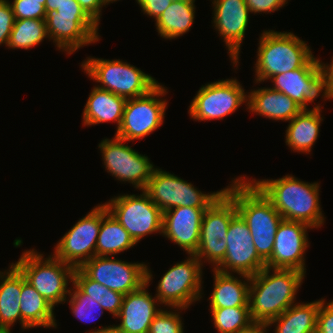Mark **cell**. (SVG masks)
Returning <instances> with one entry per match:
<instances>
[{
    "label": "cell",
    "mask_w": 333,
    "mask_h": 333,
    "mask_svg": "<svg viewBox=\"0 0 333 333\" xmlns=\"http://www.w3.org/2000/svg\"><path fill=\"white\" fill-rule=\"evenodd\" d=\"M305 275L295 269L265 267L250 276L249 309L253 322L267 325L295 304Z\"/></svg>",
    "instance_id": "obj_3"
},
{
    "label": "cell",
    "mask_w": 333,
    "mask_h": 333,
    "mask_svg": "<svg viewBox=\"0 0 333 333\" xmlns=\"http://www.w3.org/2000/svg\"><path fill=\"white\" fill-rule=\"evenodd\" d=\"M137 243L102 204V221L96 242V256H115Z\"/></svg>",
    "instance_id": "obj_30"
},
{
    "label": "cell",
    "mask_w": 333,
    "mask_h": 333,
    "mask_svg": "<svg viewBox=\"0 0 333 333\" xmlns=\"http://www.w3.org/2000/svg\"><path fill=\"white\" fill-rule=\"evenodd\" d=\"M252 240L246 222L237 214L227 230L226 255L216 270L253 276L265 268L266 263L259 257Z\"/></svg>",
    "instance_id": "obj_17"
},
{
    "label": "cell",
    "mask_w": 333,
    "mask_h": 333,
    "mask_svg": "<svg viewBox=\"0 0 333 333\" xmlns=\"http://www.w3.org/2000/svg\"><path fill=\"white\" fill-rule=\"evenodd\" d=\"M86 58L81 67L88 77L101 83L96 87L126 99L146 95L159 84L150 74L120 59Z\"/></svg>",
    "instance_id": "obj_6"
},
{
    "label": "cell",
    "mask_w": 333,
    "mask_h": 333,
    "mask_svg": "<svg viewBox=\"0 0 333 333\" xmlns=\"http://www.w3.org/2000/svg\"><path fill=\"white\" fill-rule=\"evenodd\" d=\"M69 292V306L73 315L78 320L88 323L96 321L104 313V309L99 303L85 294L74 282H72Z\"/></svg>",
    "instance_id": "obj_35"
},
{
    "label": "cell",
    "mask_w": 333,
    "mask_h": 333,
    "mask_svg": "<svg viewBox=\"0 0 333 333\" xmlns=\"http://www.w3.org/2000/svg\"><path fill=\"white\" fill-rule=\"evenodd\" d=\"M146 266V283L139 289L124 295L119 318L120 324L114 325L123 333H148L154 317L162 311L158 299L147 290L153 279Z\"/></svg>",
    "instance_id": "obj_21"
},
{
    "label": "cell",
    "mask_w": 333,
    "mask_h": 333,
    "mask_svg": "<svg viewBox=\"0 0 333 333\" xmlns=\"http://www.w3.org/2000/svg\"><path fill=\"white\" fill-rule=\"evenodd\" d=\"M212 271L214 285L208 298L210 308L249 307L250 276L238 274L242 278L239 279L233 273Z\"/></svg>",
    "instance_id": "obj_24"
},
{
    "label": "cell",
    "mask_w": 333,
    "mask_h": 333,
    "mask_svg": "<svg viewBox=\"0 0 333 333\" xmlns=\"http://www.w3.org/2000/svg\"><path fill=\"white\" fill-rule=\"evenodd\" d=\"M102 221V203L76 222L55 245L53 255L74 268L96 256V242Z\"/></svg>",
    "instance_id": "obj_14"
},
{
    "label": "cell",
    "mask_w": 333,
    "mask_h": 333,
    "mask_svg": "<svg viewBox=\"0 0 333 333\" xmlns=\"http://www.w3.org/2000/svg\"><path fill=\"white\" fill-rule=\"evenodd\" d=\"M115 1H119V0H106V4L109 5L110 3H114Z\"/></svg>",
    "instance_id": "obj_48"
},
{
    "label": "cell",
    "mask_w": 333,
    "mask_h": 333,
    "mask_svg": "<svg viewBox=\"0 0 333 333\" xmlns=\"http://www.w3.org/2000/svg\"><path fill=\"white\" fill-rule=\"evenodd\" d=\"M87 333H123L120 331L116 326L110 325V326H104L98 329L90 330Z\"/></svg>",
    "instance_id": "obj_46"
},
{
    "label": "cell",
    "mask_w": 333,
    "mask_h": 333,
    "mask_svg": "<svg viewBox=\"0 0 333 333\" xmlns=\"http://www.w3.org/2000/svg\"><path fill=\"white\" fill-rule=\"evenodd\" d=\"M272 203L283 219L303 222L314 228L324 225L318 182H304L293 175L279 179L250 180Z\"/></svg>",
    "instance_id": "obj_2"
},
{
    "label": "cell",
    "mask_w": 333,
    "mask_h": 333,
    "mask_svg": "<svg viewBox=\"0 0 333 333\" xmlns=\"http://www.w3.org/2000/svg\"><path fill=\"white\" fill-rule=\"evenodd\" d=\"M323 300L295 303L267 326L274 325V333H316L317 313Z\"/></svg>",
    "instance_id": "obj_29"
},
{
    "label": "cell",
    "mask_w": 333,
    "mask_h": 333,
    "mask_svg": "<svg viewBox=\"0 0 333 333\" xmlns=\"http://www.w3.org/2000/svg\"><path fill=\"white\" fill-rule=\"evenodd\" d=\"M146 263L127 262L114 256H94L80 269L92 280L126 295L146 283Z\"/></svg>",
    "instance_id": "obj_15"
},
{
    "label": "cell",
    "mask_w": 333,
    "mask_h": 333,
    "mask_svg": "<svg viewBox=\"0 0 333 333\" xmlns=\"http://www.w3.org/2000/svg\"><path fill=\"white\" fill-rule=\"evenodd\" d=\"M103 204L136 243L149 234H162L163 212L144 190L140 195L115 196Z\"/></svg>",
    "instance_id": "obj_10"
},
{
    "label": "cell",
    "mask_w": 333,
    "mask_h": 333,
    "mask_svg": "<svg viewBox=\"0 0 333 333\" xmlns=\"http://www.w3.org/2000/svg\"><path fill=\"white\" fill-rule=\"evenodd\" d=\"M127 141L114 135L101 140L98 147L107 173L120 182H128L138 190H144L155 169L150 158L125 144Z\"/></svg>",
    "instance_id": "obj_12"
},
{
    "label": "cell",
    "mask_w": 333,
    "mask_h": 333,
    "mask_svg": "<svg viewBox=\"0 0 333 333\" xmlns=\"http://www.w3.org/2000/svg\"><path fill=\"white\" fill-rule=\"evenodd\" d=\"M204 265L195 255L174 264L161 277L155 297L164 307L187 309L202 297V269Z\"/></svg>",
    "instance_id": "obj_8"
},
{
    "label": "cell",
    "mask_w": 333,
    "mask_h": 333,
    "mask_svg": "<svg viewBox=\"0 0 333 333\" xmlns=\"http://www.w3.org/2000/svg\"><path fill=\"white\" fill-rule=\"evenodd\" d=\"M56 12L66 16H88L76 0H64Z\"/></svg>",
    "instance_id": "obj_43"
},
{
    "label": "cell",
    "mask_w": 333,
    "mask_h": 333,
    "mask_svg": "<svg viewBox=\"0 0 333 333\" xmlns=\"http://www.w3.org/2000/svg\"><path fill=\"white\" fill-rule=\"evenodd\" d=\"M255 82L303 67L314 55L311 48L292 32L264 30L259 37Z\"/></svg>",
    "instance_id": "obj_4"
},
{
    "label": "cell",
    "mask_w": 333,
    "mask_h": 333,
    "mask_svg": "<svg viewBox=\"0 0 333 333\" xmlns=\"http://www.w3.org/2000/svg\"><path fill=\"white\" fill-rule=\"evenodd\" d=\"M213 27L225 42L233 67L238 68L241 43L249 25L250 11L245 0H212Z\"/></svg>",
    "instance_id": "obj_20"
},
{
    "label": "cell",
    "mask_w": 333,
    "mask_h": 333,
    "mask_svg": "<svg viewBox=\"0 0 333 333\" xmlns=\"http://www.w3.org/2000/svg\"><path fill=\"white\" fill-rule=\"evenodd\" d=\"M318 61L321 72L326 78L329 96L331 99H333V57L331 58L330 64L323 63L319 58Z\"/></svg>",
    "instance_id": "obj_44"
},
{
    "label": "cell",
    "mask_w": 333,
    "mask_h": 333,
    "mask_svg": "<svg viewBox=\"0 0 333 333\" xmlns=\"http://www.w3.org/2000/svg\"><path fill=\"white\" fill-rule=\"evenodd\" d=\"M194 3L186 0H173L155 21L160 37L172 40L189 32L195 20Z\"/></svg>",
    "instance_id": "obj_31"
},
{
    "label": "cell",
    "mask_w": 333,
    "mask_h": 333,
    "mask_svg": "<svg viewBox=\"0 0 333 333\" xmlns=\"http://www.w3.org/2000/svg\"><path fill=\"white\" fill-rule=\"evenodd\" d=\"M22 330L43 327H57L54 307L49 304L40 293L25 280L22 274V290L20 298Z\"/></svg>",
    "instance_id": "obj_28"
},
{
    "label": "cell",
    "mask_w": 333,
    "mask_h": 333,
    "mask_svg": "<svg viewBox=\"0 0 333 333\" xmlns=\"http://www.w3.org/2000/svg\"><path fill=\"white\" fill-rule=\"evenodd\" d=\"M164 309L154 317L148 333H184L183 319L180 312L186 309L170 308L173 311Z\"/></svg>",
    "instance_id": "obj_36"
},
{
    "label": "cell",
    "mask_w": 333,
    "mask_h": 333,
    "mask_svg": "<svg viewBox=\"0 0 333 333\" xmlns=\"http://www.w3.org/2000/svg\"><path fill=\"white\" fill-rule=\"evenodd\" d=\"M63 1L64 0H46L45 2L46 13L56 11Z\"/></svg>",
    "instance_id": "obj_47"
},
{
    "label": "cell",
    "mask_w": 333,
    "mask_h": 333,
    "mask_svg": "<svg viewBox=\"0 0 333 333\" xmlns=\"http://www.w3.org/2000/svg\"><path fill=\"white\" fill-rule=\"evenodd\" d=\"M159 83L148 94L127 99L122 121L115 136L134 141L143 139L163 124L167 100L162 99L168 91Z\"/></svg>",
    "instance_id": "obj_11"
},
{
    "label": "cell",
    "mask_w": 333,
    "mask_h": 333,
    "mask_svg": "<svg viewBox=\"0 0 333 333\" xmlns=\"http://www.w3.org/2000/svg\"><path fill=\"white\" fill-rule=\"evenodd\" d=\"M173 0H137L140 10L155 21L169 7Z\"/></svg>",
    "instance_id": "obj_41"
},
{
    "label": "cell",
    "mask_w": 333,
    "mask_h": 333,
    "mask_svg": "<svg viewBox=\"0 0 333 333\" xmlns=\"http://www.w3.org/2000/svg\"><path fill=\"white\" fill-rule=\"evenodd\" d=\"M269 80L274 83L272 84L273 89L290 97L303 110H310L308 103L313 102L319 96H322L325 101L331 99L318 57L313 56L303 67L274 75Z\"/></svg>",
    "instance_id": "obj_16"
},
{
    "label": "cell",
    "mask_w": 333,
    "mask_h": 333,
    "mask_svg": "<svg viewBox=\"0 0 333 333\" xmlns=\"http://www.w3.org/2000/svg\"><path fill=\"white\" fill-rule=\"evenodd\" d=\"M73 282L113 317L118 316L124 298L123 294L108 289L99 282L90 279L80 268H75Z\"/></svg>",
    "instance_id": "obj_32"
},
{
    "label": "cell",
    "mask_w": 333,
    "mask_h": 333,
    "mask_svg": "<svg viewBox=\"0 0 333 333\" xmlns=\"http://www.w3.org/2000/svg\"><path fill=\"white\" fill-rule=\"evenodd\" d=\"M306 223L282 219L275 235L271 258L266 267L295 269L306 274L305 255L309 248Z\"/></svg>",
    "instance_id": "obj_18"
},
{
    "label": "cell",
    "mask_w": 333,
    "mask_h": 333,
    "mask_svg": "<svg viewBox=\"0 0 333 333\" xmlns=\"http://www.w3.org/2000/svg\"><path fill=\"white\" fill-rule=\"evenodd\" d=\"M316 333H333V300L321 302L317 313Z\"/></svg>",
    "instance_id": "obj_39"
},
{
    "label": "cell",
    "mask_w": 333,
    "mask_h": 333,
    "mask_svg": "<svg viewBox=\"0 0 333 333\" xmlns=\"http://www.w3.org/2000/svg\"><path fill=\"white\" fill-rule=\"evenodd\" d=\"M236 78L202 85L190 103L189 116L195 121L222 120L243 104L247 92Z\"/></svg>",
    "instance_id": "obj_13"
},
{
    "label": "cell",
    "mask_w": 333,
    "mask_h": 333,
    "mask_svg": "<svg viewBox=\"0 0 333 333\" xmlns=\"http://www.w3.org/2000/svg\"><path fill=\"white\" fill-rule=\"evenodd\" d=\"M207 208L175 207L163 212L162 236L180 246L188 255L198 249L201 221Z\"/></svg>",
    "instance_id": "obj_22"
},
{
    "label": "cell",
    "mask_w": 333,
    "mask_h": 333,
    "mask_svg": "<svg viewBox=\"0 0 333 333\" xmlns=\"http://www.w3.org/2000/svg\"><path fill=\"white\" fill-rule=\"evenodd\" d=\"M49 39L58 50L73 54L81 47L100 40L99 26L89 16L58 15L56 11L46 14Z\"/></svg>",
    "instance_id": "obj_19"
},
{
    "label": "cell",
    "mask_w": 333,
    "mask_h": 333,
    "mask_svg": "<svg viewBox=\"0 0 333 333\" xmlns=\"http://www.w3.org/2000/svg\"><path fill=\"white\" fill-rule=\"evenodd\" d=\"M246 175L232 180L225 192L235 201L237 213L246 222L259 257L266 263L273 251L282 216Z\"/></svg>",
    "instance_id": "obj_1"
},
{
    "label": "cell",
    "mask_w": 333,
    "mask_h": 333,
    "mask_svg": "<svg viewBox=\"0 0 333 333\" xmlns=\"http://www.w3.org/2000/svg\"><path fill=\"white\" fill-rule=\"evenodd\" d=\"M85 13L99 26L102 7L106 6V0H76Z\"/></svg>",
    "instance_id": "obj_42"
},
{
    "label": "cell",
    "mask_w": 333,
    "mask_h": 333,
    "mask_svg": "<svg viewBox=\"0 0 333 333\" xmlns=\"http://www.w3.org/2000/svg\"><path fill=\"white\" fill-rule=\"evenodd\" d=\"M267 330L269 329L266 324L254 322L248 328L236 331L235 333H269Z\"/></svg>",
    "instance_id": "obj_45"
},
{
    "label": "cell",
    "mask_w": 333,
    "mask_h": 333,
    "mask_svg": "<svg viewBox=\"0 0 333 333\" xmlns=\"http://www.w3.org/2000/svg\"><path fill=\"white\" fill-rule=\"evenodd\" d=\"M250 13H273L284 7L288 0H245Z\"/></svg>",
    "instance_id": "obj_40"
},
{
    "label": "cell",
    "mask_w": 333,
    "mask_h": 333,
    "mask_svg": "<svg viewBox=\"0 0 333 333\" xmlns=\"http://www.w3.org/2000/svg\"><path fill=\"white\" fill-rule=\"evenodd\" d=\"M46 0H13L10 3L15 20L17 19H40L45 20Z\"/></svg>",
    "instance_id": "obj_37"
},
{
    "label": "cell",
    "mask_w": 333,
    "mask_h": 333,
    "mask_svg": "<svg viewBox=\"0 0 333 333\" xmlns=\"http://www.w3.org/2000/svg\"><path fill=\"white\" fill-rule=\"evenodd\" d=\"M127 99L110 91L97 88L91 90L83 109V125H97L104 122H116L118 131Z\"/></svg>",
    "instance_id": "obj_25"
},
{
    "label": "cell",
    "mask_w": 333,
    "mask_h": 333,
    "mask_svg": "<svg viewBox=\"0 0 333 333\" xmlns=\"http://www.w3.org/2000/svg\"><path fill=\"white\" fill-rule=\"evenodd\" d=\"M245 105L249 112L256 115L285 122H289L303 110L290 97L271 87L252 89L247 94V104Z\"/></svg>",
    "instance_id": "obj_23"
},
{
    "label": "cell",
    "mask_w": 333,
    "mask_h": 333,
    "mask_svg": "<svg viewBox=\"0 0 333 333\" xmlns=\"http://www.w3.org/2000/svg\"><path fill=\"white\" fill-rule=\"evenodd\" d=\"M218 333H235L253 324L249 307L209 308Z\"/></svg>",
    "instance_id": "obj_34"
},
{
    "label": "cell",
    "mask_w": 333,
    "mask_h": 333,
    "mask_svg": "<svg viewBox=\"0 0 333 333\" xmlns=\"http://www.w3.org/2000/svg\"><path fill=\"white\" fill-rule=\"evenodd\" d=\"M320 105L317 104L310 110H302L289 121L285 131V143L294 152L310 154L312 151L324 120Z\"/></svg>",
    "instance_id": "obj_26"
},
{
    "label": "cell",
    "mask_w": 333,
    "mask_h": 333,
    "mask_svg": "<svg viewBox=\"0 0 333 333\" xmlns=\"http://www.w3.org/2000/svg\"><path fill=\"white\" fill-rule=\"evenodd\" d=\"M237 214L235 201L225 191L204 211L194 254L202 265L208 262L216 269L222 263L227 249V230Z\"/></svg>",
    "instance_id": "obj_7"
},
{
    "label": "cell",
    "mask_w": 333,
    "mask_h": 333,
    "mask_svg": "<svg viewBox=\"0 0 333 333\" xmlns=\"http://www.w3.org/2000/svg\"><path fill=\"white\" fill-rule=\"evenodd\" d=\"M21 290L22 273L12 263L8 270L0 271V333H11L15 322L21 324Z\"/></svg>",
    "instance_id": "obj_27"
},
{
    "label": "cell",
    "mask_w": 333,
    "mask_h": 333,
    "mask_svg": "<svg viewBox=\"0 0 333 333\" xmlns=\"http://www.w3.org/2000/svg\"><path fill=\"white\" fill-rule=\"evenodd\" d=\"M9 0H0V46L7 47L15 17Z\"/></svg>",
    "instance_id": "obj_38"
},
{
    "label": "cell",
    "mask_w": 333,
    "mask_h": 333,
    "mask_svg": "<svg viewBox=\"0 0 333 333\" xmlns=\"http://www.w3.org/2000/svg\"><path fill=\"white\" fill-rule=\"evenodd\" d=\"M45 38L49 39L45 20L17 19L14 22L7 47L28 50L39 45Z\"/></svg>",
    "instance_id": "obj_33"
},
{
    "label": "cell",
    "mask_w": 333,
    "mask_h": 333,
    "mask_svg": "<svg viewBox=\"0 0 333 333\" xmlns=\"http://www.w3.org/2000/svg\"><path fill=\"white\" fill-rule=\"evenodd\" d=\"M44 254L35 249L24 250L17 262L13 263L46 301L54 308L68 302L75 268L62 262L54 255L43 258Z\"/></svg>",
    "instance_id": "obj_5"
},
{
    "label": "cell",
    "mask_w": 333,
    "mask_h": 333,
    "mask_svg": "<svg viewBox=\"0 0 333 333\" xmlns=\"http://www.w3.org/2000/svg\"><path fill=\"white\" fill-rule=\"evenodd\" d=\"M144 191L162 212L175 207L208 208L220 197V191L203 193L190 182L160 168L153 170Z\"/></svg>",
    "instance_id": "obj_9"
}]
</instances>
